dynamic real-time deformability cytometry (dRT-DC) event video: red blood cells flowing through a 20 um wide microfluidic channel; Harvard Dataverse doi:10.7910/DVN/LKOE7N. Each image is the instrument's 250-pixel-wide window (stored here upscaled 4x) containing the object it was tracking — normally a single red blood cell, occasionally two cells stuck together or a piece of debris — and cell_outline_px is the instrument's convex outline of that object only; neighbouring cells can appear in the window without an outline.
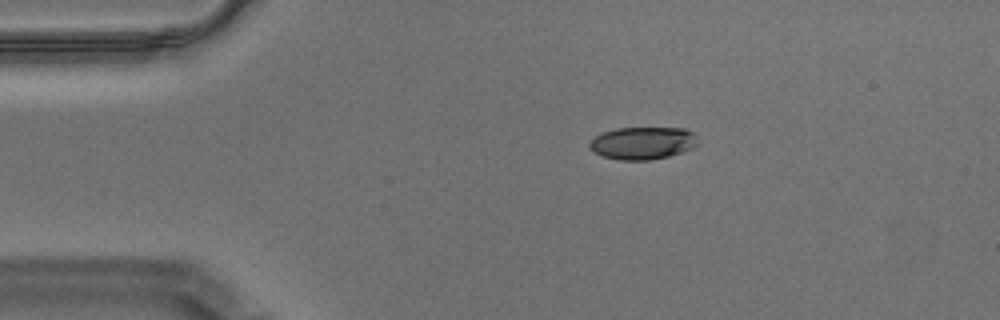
{"species": "Egyptian fruit bat (a non-hibernating species)", "species_latin": "Rousettus aegyptiacus", "temperature_condition": "warm", "stored_images_in_passage": 48, "camera_frame_rate_fps": 3000, "um_per_image_px": 0.085, "animal": {"sex": "male"}, "frame": {"image": 1, "passage_image": 1, "time_ms": 0.0, "image_size_px": [1000, 320], "cell_outline_px": [[700, 144], [692, 148], [668, 156], [648, 160], [620, 160], [604, 156], [592, 152], [588, 148], [588, 144], [600, 132], [616, 128], [684, 128], [692, 132]], "centroid_in_image_um": [54.6, 12.15], "position_along_channel_um": 30.4, "area_um2": 20.58}}
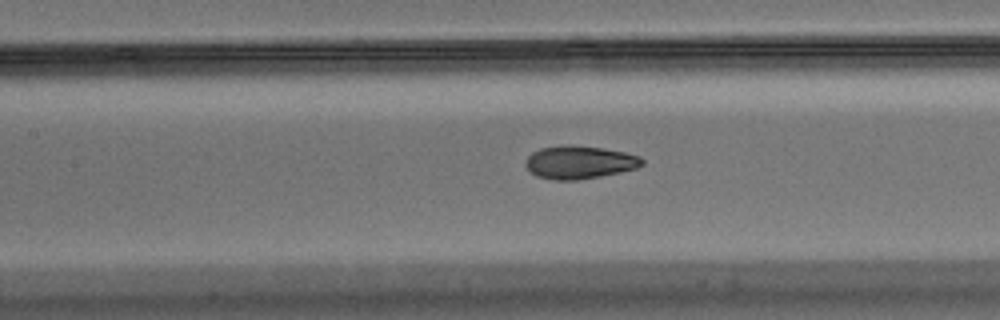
{"frame": {"image": 2, "passage_image": 16, "time_ms": 5.0, "image_size_px": [1000, 320], "cell_outline_px": [[644, 164], [636, 168], [620, 172], [600, 176], [576, 180], [552, 180], [536, 176], [528, 172], [524, 164], [524, 160], [532, 152], [540, 148], [564, 144], [568, 144], [604, 148], [624, 152], [640, 156], [644, 160]], "centroid_in_image_um": [49.2, 13.79], "position_along_channel_um": 158.2, "area_um2": 22.77}}
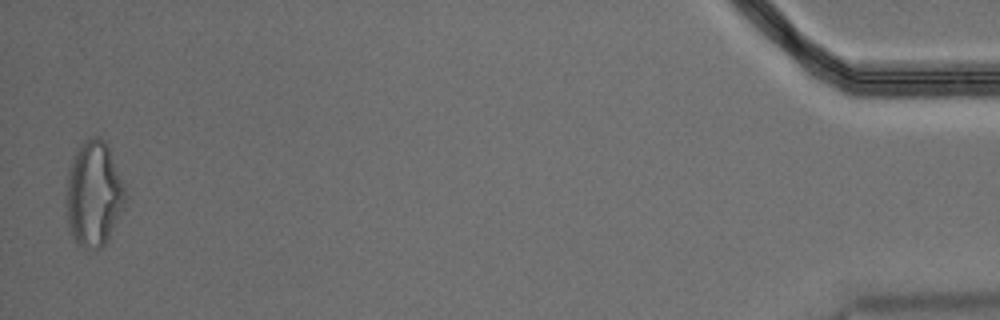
{"frame": {"image": 3, "passage_image": 47, "time_ms": 15.333, "image_size_px": [1000, 320], "cell_outline_px": [[128, 196], [124, 208], [104, 244], [100, 248], [84, 248], [68, 232], [68, 168], [72, 156], [76, 148], [80, 144], [92, 136], [100, 136], [108, 144]], "centroid_in_image_um": [7.99, 16.43], "position_along_channel_um": 427.2, "area_um2": 36.07}, "authors_computed_cell_mechanics": {"area_um2": 22.5998, "velocity_mm_per_s": 3.4942, "shape_relaxation_time_tau1_ms": 7.1361, "shape_relaxation_time_tau2_ms": 1.6394, "deformation_change_tau1": 0.2086, "deformation_change_tau2": 0.0675}}